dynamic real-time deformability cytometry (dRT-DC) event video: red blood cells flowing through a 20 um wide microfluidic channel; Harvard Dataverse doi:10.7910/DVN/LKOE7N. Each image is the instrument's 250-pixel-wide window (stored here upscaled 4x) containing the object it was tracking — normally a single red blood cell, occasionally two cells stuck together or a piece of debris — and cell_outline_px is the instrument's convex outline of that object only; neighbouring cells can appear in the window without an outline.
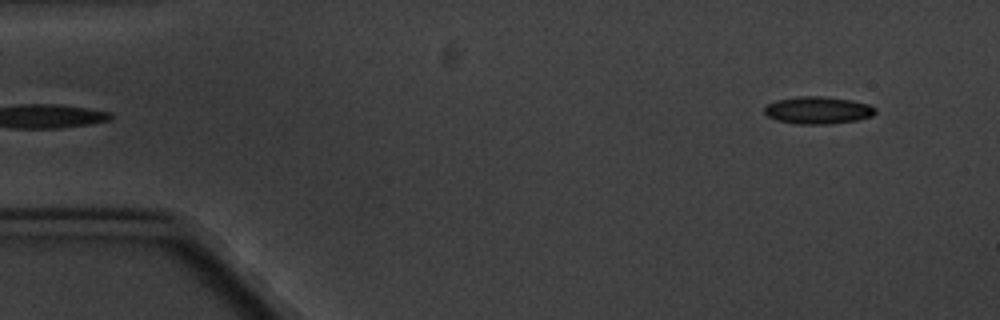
{"species": "common noctule bat (a hibernating species)", "species_latin": "Nyctalus noctula", "temperature_condition": "cold", "stored_images_in_passage": 4, "segment_of_instrument_passage": [2, 2], "camera_frame_rate_fps": 3000, "um_per_image_px": 0.085, "animal": {"sex": "male", "body_mass_g": 20.1, "forearm_length_mm": 53.5}, "frame": {"image": 1, "passage_image": 4, "time_ms": 4.333, "image_size_px": [1000, 320], "cell_outline_px": [[876, 112], [872, 116], [856, 120], [828, 124], [800, 124], [776, 120], [768, 116], [764, 112], [764, 104], [776, 100], [800, 96], [824, 96], [852, 100], [868, 104], [876, 108]], "centroid_in_image_um": [69.5, 9.36], "position_along_channel_um": 15.5, "area_um2": 17.74}}